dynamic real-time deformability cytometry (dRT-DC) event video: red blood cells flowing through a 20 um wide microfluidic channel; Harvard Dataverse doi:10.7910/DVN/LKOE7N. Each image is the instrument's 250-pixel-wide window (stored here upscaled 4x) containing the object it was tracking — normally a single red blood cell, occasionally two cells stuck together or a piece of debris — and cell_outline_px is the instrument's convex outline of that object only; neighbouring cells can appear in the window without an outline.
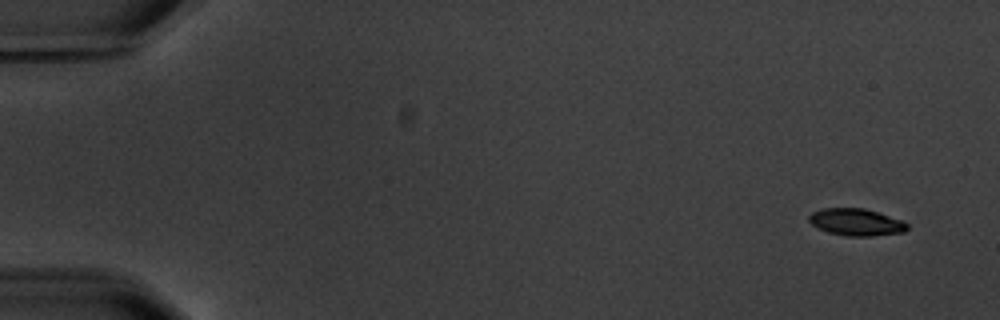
{"species": "common noctule bat (a hibernating species)", "species_latin": "Nyctalus noctula", "temperature_condition": "warm", "stored_images_in_passage": 5, "camera_frame_rate_fps": 3000, "um_per_image_px": 0.085, "animal": {"sex": "male", "body_mass_g": 20.1, "forearm_length_mm": 53.5}, "frame": {"image": 1, "passage_image": 1, "time_ms": 0.0, "image_size_px": [1000, 320], "cell_outline_px": [[908, 228], [904, 232], [872, 236], [848, 236], [828, 232], [812, 224], [808, 220], [808, 216], [812, 212], [824, 208], [864, 208], [904, 220], [908, 224]], "centroid_in_image_um": [72.81, 18.88], "position_along_channel_um": 12.2, "area_um2": 15.49}}
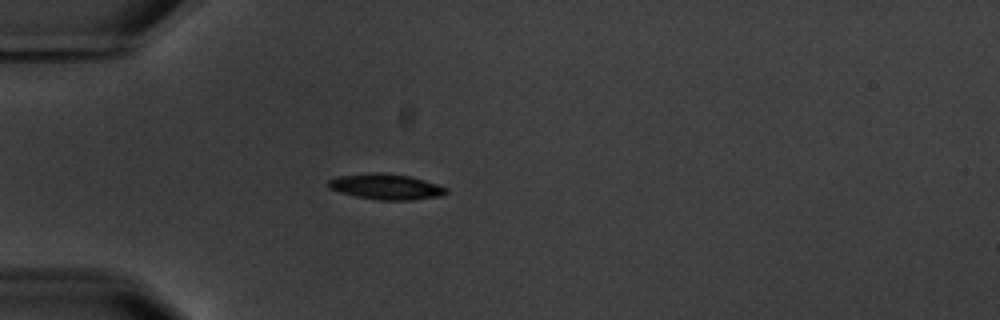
{"frame": {"image": 2, "passage_image": 4, "time_ms": 4.667, "image_size_px": [1000, 320], "cell_outline_px": [[448, 192], [444, 196], [412, 200], [376, 200], [356, 196], [340, 192], [328, 188], [328, 180], [336, 176], [372, 172], [380, 172], [408, 176], [424, 180], [448, 188]], "centroid_in_image_um": [32.81, 15.87], "position_along_channel_um": 52.2, "area_um2": 17.74}}